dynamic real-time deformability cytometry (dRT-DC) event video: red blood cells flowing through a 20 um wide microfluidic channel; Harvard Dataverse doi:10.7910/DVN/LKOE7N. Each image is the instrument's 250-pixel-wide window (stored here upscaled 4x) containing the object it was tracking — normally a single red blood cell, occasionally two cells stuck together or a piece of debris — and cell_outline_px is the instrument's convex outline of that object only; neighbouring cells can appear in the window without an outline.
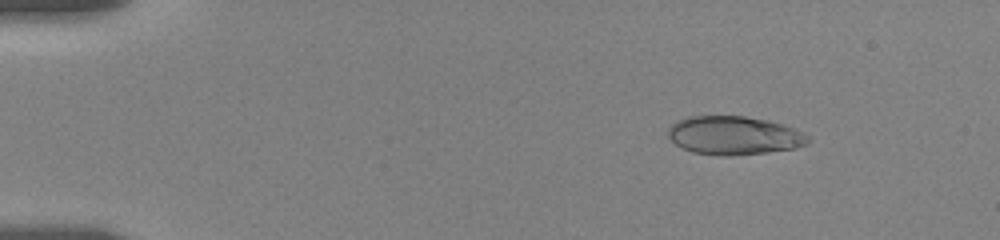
{"species": "human", "species_latin": "Homo sapiens", "temperature_condition": "room temperature", "stored_images_in_passage": 37, "camera_frame_rate_fps": 3000, "um_per_image_px": 0.085, "donor": {"sex": "female"}, "frame": {"image": 1, "passage_image": 5, "time_ms": 2.0, "image_size_px": [1000, 240], "cell_outline_px": [[808, 144], [796, 148], [732, 156], [724, 156], [692, 152], [676, 144], [668, 136], [668, 128], [676, 120], [688, 116], [744, 116], [768, 120], [804, 132], [808, 136]], "centroid_in_image_um": [62.37, 11.51], "position_along_channel_um": 22.6, "area_um2": 31.33}}
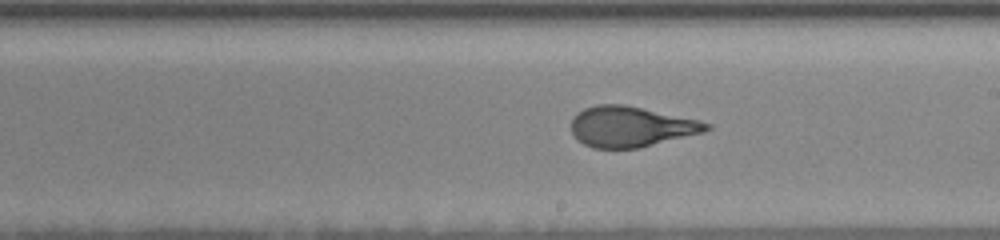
{"frame": {"image": 2, "passage_image": 22, "time_ms": 10.667, "image_size_px": [1000, 240], "cell_outline_px": [[712, 128], [704, 132], [640, 148], [592, 148], [584, 144], [572, 132], [572, 120], [584, 108], [596, 104], [624, 104], [700, 120], [712, 124]], "centroid_in_image_um": [53.68, 10.76], "position_along_channel_um": 235.3, "area_um2": 31.79}}
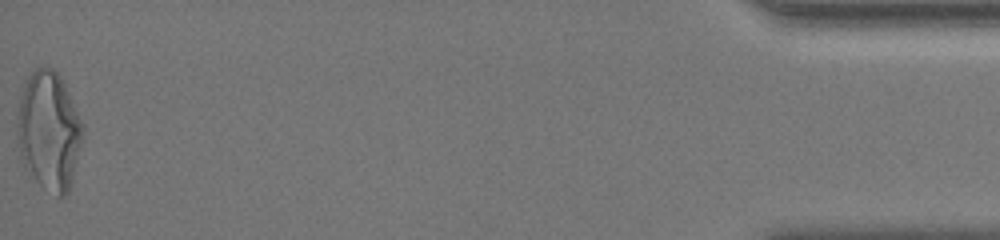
{"frame": {"image": 3, "passage_image": 37, "time_ms": 18.667, "image_size_px": [1000, 240], "cell_outline_px": [[84, 128], [72, 180], [68, 192], [64, 196], [56, 196], [40, 184], [24, 168], [20, 156], [16, 136], [16, 132], [20, 100], [24, 84], [28, 76], [36, 68], [52, 68], [60, 76], [84, 124]], "centroid_in_image_um": [4.15, 11.13], "position_along_channel_um": 431.1, "area_um2": 45.03}, "authors_computed_cell_mechanics": {"area_um2": 32.2524, "velocity_mm_per_s": 3.5122, "shape_relaxation_time_tau1_ms": 4.6193, "shape_relaxation_time_tau2_ms": 0.724, "deformation_change_tau1": 0.2075, "deformation_change_tau2": 0.0767}}